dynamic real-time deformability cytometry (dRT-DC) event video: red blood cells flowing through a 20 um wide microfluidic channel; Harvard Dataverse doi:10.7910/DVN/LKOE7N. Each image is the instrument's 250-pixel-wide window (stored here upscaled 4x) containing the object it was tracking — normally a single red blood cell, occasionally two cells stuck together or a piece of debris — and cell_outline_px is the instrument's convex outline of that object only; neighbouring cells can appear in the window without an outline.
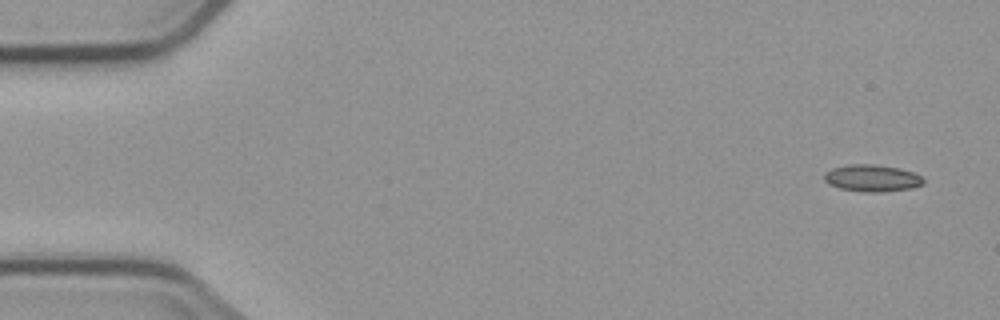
{"species": "common noctule bat (a hibernating species)", "species_latin": "Nyctalus noctula", "temperature_condition": "cold", "stored_images_in_passage": 4, "camera_frame_rate_fps": 3000, "um_per_image_px": 0.085, "animal": {"sex": "male", "body_mass_g": 23.1, "forearm_length_mm": 52.7}, "frame": {"image": 1, "passage_image": 1, "time_ms": 0.0, "image_size_px": [1000, 320], "cell_outline_px": [[924, 184], [912, 188], [880, 192], [864, 192], [840, 188], [828, 184], [824, 180], [824, 172], [832, 168], [848, 164], [876, 164], [900, 168], [912, 172], [920, 176], [924, 180]], "centroid_in_image_um": [74.1, 15.13], "position_along_channel_um": 10.9, "area_um2": 15.66}}